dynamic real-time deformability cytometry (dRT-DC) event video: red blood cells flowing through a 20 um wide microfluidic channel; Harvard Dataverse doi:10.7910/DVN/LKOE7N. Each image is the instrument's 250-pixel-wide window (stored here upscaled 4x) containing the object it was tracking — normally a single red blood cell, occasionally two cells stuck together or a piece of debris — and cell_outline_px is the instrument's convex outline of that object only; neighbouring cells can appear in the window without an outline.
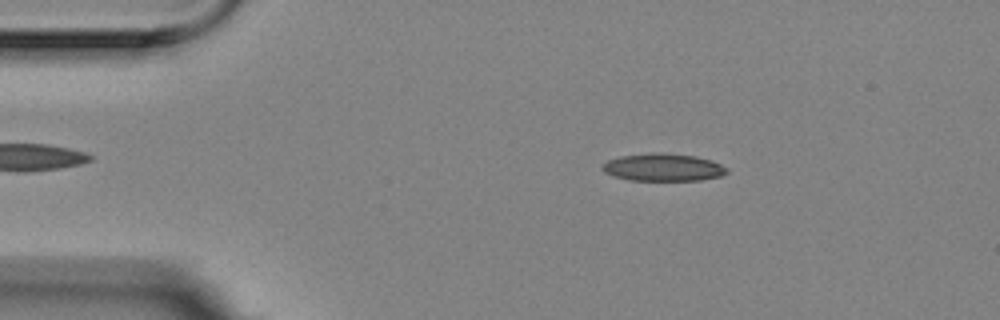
{"species": "Egyptian fruit bat (a non-hibernating species)", "species_latin": "Rousettus aegyptiacus", "temperature_condition": "room temperature", "stored_images_in_passage": 51, "camera_frame_rate_fps": 3000, "um_per_image_px": 0.085, "animal": {"sex": "female"}, "frame": {"image": 1, "passage_image": 5, "time_ms": 1.333, "image_size_px": [1000, 320], "cell_outline_px": [[728, 172], [720, 176], [700, 180], [628, 180], [612, 176], [604, 172], [600, 168], [608, 160], [620, 156], [652, 152], [660, 152], [696, 156], [712, 160], [728, 168]], "centroid_in_image_um": [56.35, 14.22], "position_along_channel_um": 28.6, "area_um2": 20.11}}
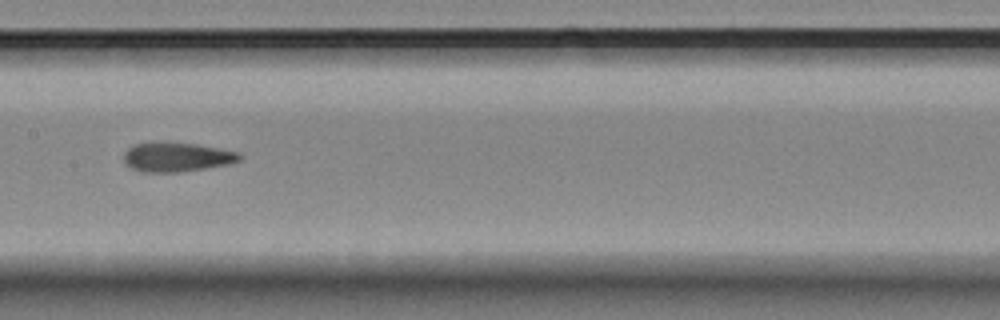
{"frame": {"image": 2, "passage_image": 23, "time_ms": 7.333, "image_size_px": [1000, 320], "cell_outline_px": [[240, 160], [228, 164], [180, 172], [144, 172], [132, 168], [124, 164], [124, 152], [128, 148], [136, 144], [148, 140], [168, 140], [216, 148], [236, 152], [240, 156]], "centroid_in_image_um": [14.91, 13.32], "position_along_channel_um": 192.5, "area_um2": 20.0}}
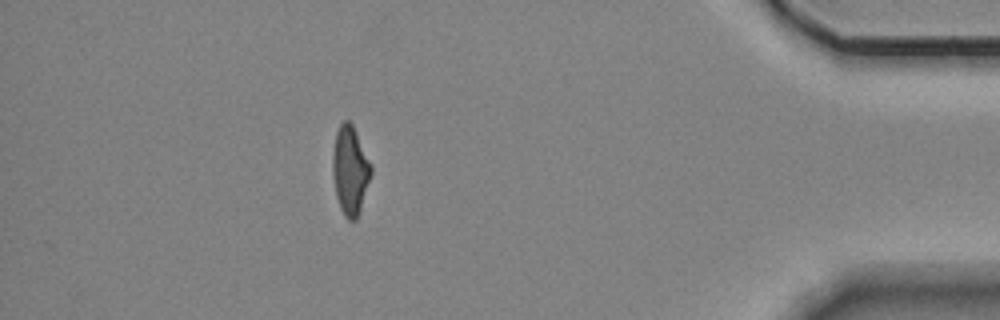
{"frame": {"image": 3, "passage_image": 45, "time_ms": 14.667, "image_size_px": [1000, 320], "cell_outline_px": [[372, 172], [360, 212], [356, 220], [348, 220], [344, 216], [340, 208], [336, 196], [332, 172], [332, 152], [336, 132], [340, 124], [344, 120], [348, 120], [352, 124], [372, 164]], "centroid_in_image_um": [29.76, 14.49], "position_along_channel_um": 405.4, "area_um2": 20.06}, "authors_computed_cell_mechanics": {"area_um2": 19.8832, "velocity_mm_per_s": 3.5625, "shape_relaxation_time_tau1_ms": null, "shape_relaxation_time_tau2_ms": 2.7644, "deformation_change_tau1": null, "deformation_change_tau2": 0.116}}